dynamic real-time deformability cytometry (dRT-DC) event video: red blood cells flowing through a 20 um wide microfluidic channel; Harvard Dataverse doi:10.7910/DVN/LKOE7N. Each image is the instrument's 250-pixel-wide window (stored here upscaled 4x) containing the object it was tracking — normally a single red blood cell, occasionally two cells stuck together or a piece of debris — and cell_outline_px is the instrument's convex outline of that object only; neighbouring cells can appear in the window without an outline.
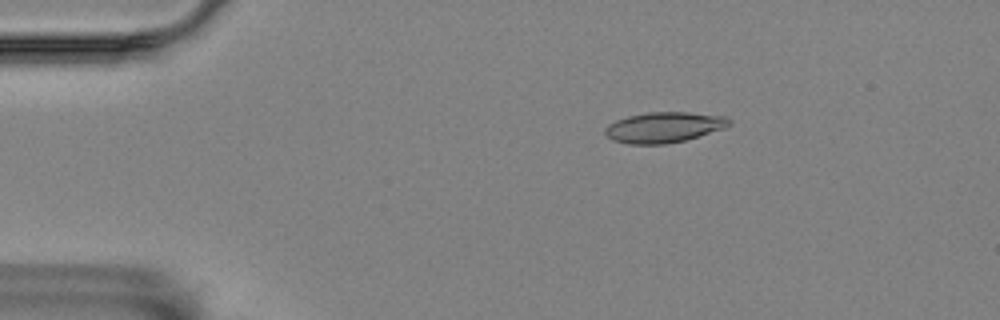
{"species": "Egyptian fruit bat (a non-hibernating species)", "species_latin": "Rousettus aegyptiacus", "temperature_condition": "room temperature", "stored_images_in_passage": 54, "camera_frame_rate_fps": 3000, "um_per_image_px": 0.085, "animal": {"sex": "female"}, "frame": {"image": 1, "passage_image": 7, "time_ms": 2.0, "image_size_px": [1000, 320], "cell_outline_px": [[732, 124], [724, 128], [684, 140], [664, 144], [628, 144], [612, 140], [604, 132], [604, 128], [608, 124], [616, 120], [628, 116], [648, 112], [688, 112], [728, 116], [732, 120]], "centroid_in_image_um": [56.44, 10.81], "position_along_channel_um": 28.6, "area_um2": 22.14}}
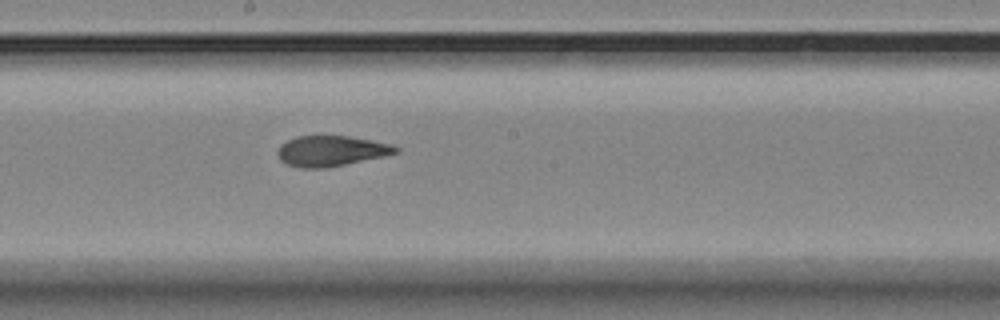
{"frame": {"image": 2, "passage_image": 28, "time_ms": 9.0, "image_size_px": [1000, 320], "cell_outline_px": [[400, 152], [384, 156], [324, 168], [300, 168], [288, 164], [280, 160], [276, 152], [280, 144], [296, 136], [348, 136], [372, 140], [392, 144], [400, 148]], "centroid_in_image_um": [28.14, 12.82], "position_along_channel_um": 220.1, "area_um2": 20.98}}
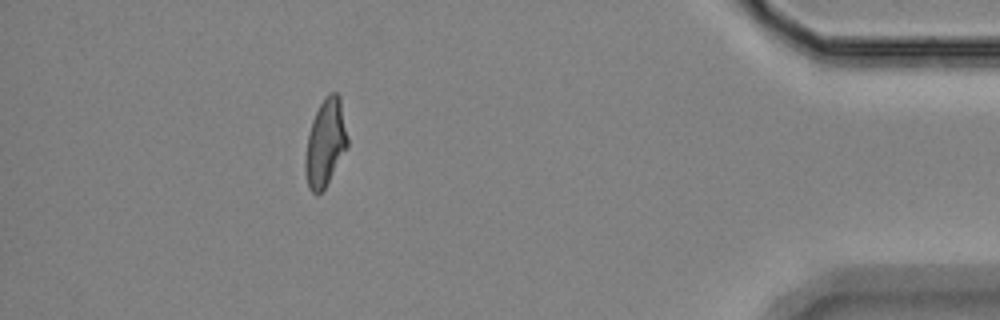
{"frame": {"image": 3, "passage_image": 48, "time_ms": 15.667, "image_size_px": [1000, 320], "cell_outline_px": [[348, 148], [324, 188], [316, 196], [308, 188], [304, 168], [304, 160], [308, 136], [312, 120], [324, 96], [328, 92], [336, 92], [340, 96], [348, 136]], "centroid_in_image_um": [27.66, 12.13], "position_along_channel_um": 407.5, "area_um2": 21.68}, "authors_computed_cell_mechanics": {"area_um2": 21.386, "velocity_mm_per_s": 3.5353, "shape_relaxation_time_tau1_ms": null, "shape_relaxation_time_tau2_ms": 2.5133, "deformation_change_tau1": null, "deformation_change_tau2": 0.0905}}